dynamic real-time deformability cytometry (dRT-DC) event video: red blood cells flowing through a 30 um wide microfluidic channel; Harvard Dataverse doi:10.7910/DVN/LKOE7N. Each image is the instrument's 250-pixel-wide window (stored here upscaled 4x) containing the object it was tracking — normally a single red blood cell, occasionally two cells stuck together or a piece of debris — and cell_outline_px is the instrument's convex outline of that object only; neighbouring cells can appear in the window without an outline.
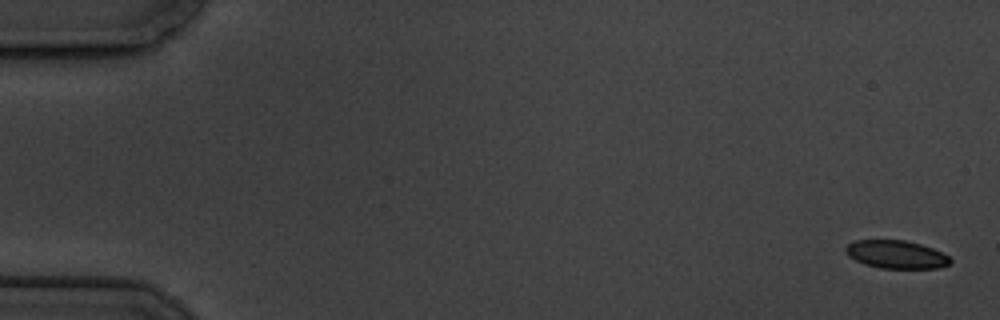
{"species": "common noctule bat (a hibernating species)", "species_latin": "Nyctalus noctula", "temperature_condition": "cold", "stored_images_in_passage": 4, "camera_frame_rate_fps": 3000, "um_per_image_px": 0.085, "animal": {"sex": "male", "body_mass_g": 19.5, "forearm_length_mm": 54.6}, "frame": {"image": 1, "passage_image": 1, "time_ms": 0.0, "image_size_px": [1000, 320], "cell_outline_px": [[952, 260], [948, 264], [936, 268], [880, 268], [864, 264], [848, 256], [844, 248], [848, 244], [856, 240], [904, 240], [920, 244], [932, 248], [948, 256]], "centroid_in_image_um": [76.14, 21.62], "position_along_channel_um": 8.9, "area_um2": 16.94}}